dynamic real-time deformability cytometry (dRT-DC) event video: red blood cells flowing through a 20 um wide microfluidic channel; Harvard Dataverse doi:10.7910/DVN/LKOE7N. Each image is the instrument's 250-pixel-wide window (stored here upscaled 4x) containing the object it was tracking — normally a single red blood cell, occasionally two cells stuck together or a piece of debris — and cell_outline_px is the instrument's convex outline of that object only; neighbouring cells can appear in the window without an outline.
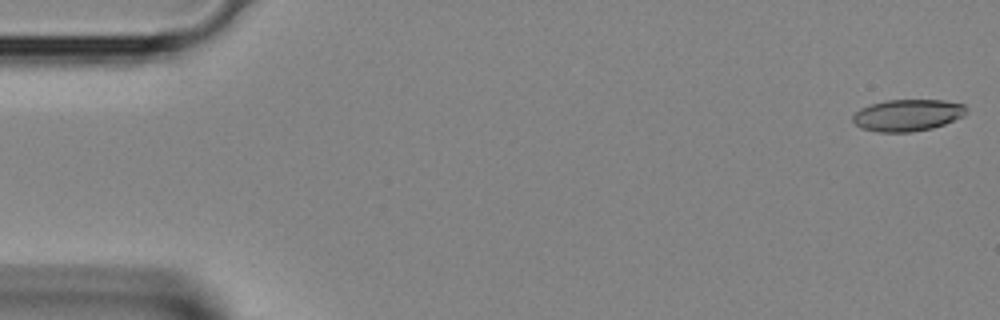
{"species": "Egyptian fruit bat (a non-hibernating species)", "species_latin": "Rousettus aegyptiacus", "temperature_condition": "room temperature", "stored_images_in_passage": 38, "camera_frame_rate_fps": 3000, "um_per_image_px": 0.085, "animal": {"sex": "female"}, "frame": {"image": 1, "passage_image": 1, "time_ms": 0.0, "image_size_px": [1000, 320], "cell_outline_px": [[968, 108], [964, 116], [944, 124], [932, 128], [912, 132], [880, 132], [860, 128], [852, 120], [852, 116], [860, 108], [872, 104], [888, 100], [944, 100], [964, 104]], "centroid_in_image_um": [77.16, 9.79], "position_along_channel_um": 7.8, "area_um2": 21.04}}
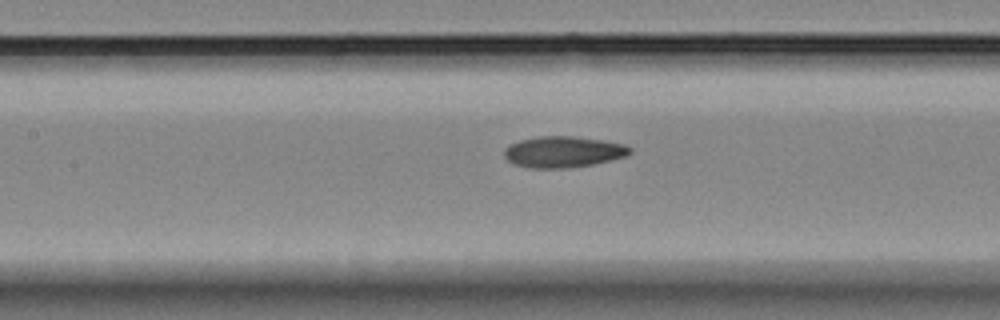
{"frame": {"image": 2, "passage_image": 17, "time_ms": 5.333, "image_size_px": [1000, 320], "cell_outline_px": [[632, 152], [624, 156], [592, 164], [568, 168], [528, 168], [516, 164], [508, 160], [504, 156], [504, 148], [508, 144], [520, 140], [540, 136], [572, 136], [604, 140], [624, 144], [632, 148]], "centroid_in_image_um": [47.85, 12.9], "position_along_channel_um": 159.6, "area_um2": 22.77}}
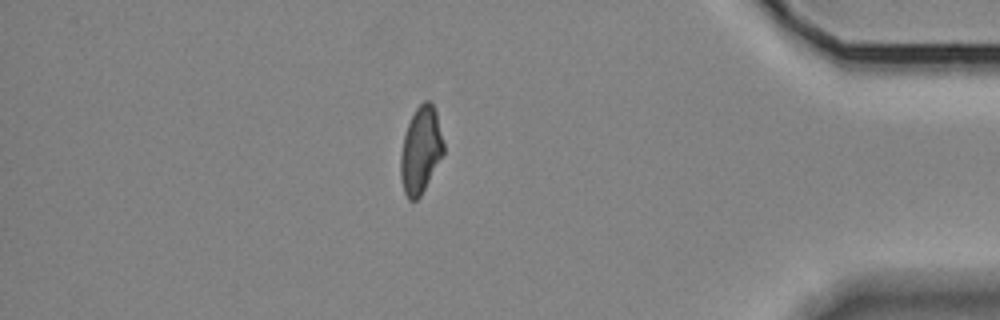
{"frame": {"image": 3, "passage_image": 33, "time_ms": 10.667, "image_size_px": [1000, 320], "cell_outline_px": [[444, 152], [420, 196], [416, 200], [408, 200], [404, 192], [400, 180], [400, 156], [404, 136], [408, 124], [416, 108], [424, 100], [428, 100], [432, 104], [436, 112], [444, 144]], "centroid_in_image_um": [35.74, 12.77], "position_along_channel_um": 399.5, "area_um2": 21.44}}